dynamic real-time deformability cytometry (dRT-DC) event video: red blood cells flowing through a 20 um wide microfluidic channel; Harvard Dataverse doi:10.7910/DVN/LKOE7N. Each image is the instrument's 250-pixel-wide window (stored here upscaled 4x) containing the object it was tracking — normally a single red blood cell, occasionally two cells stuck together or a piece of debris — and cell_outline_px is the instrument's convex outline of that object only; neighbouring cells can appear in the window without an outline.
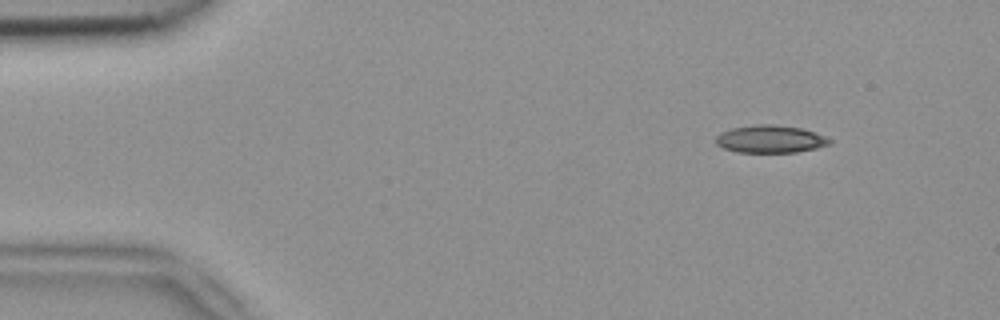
{"species": "common noctule bat (a hibernating species)", "species_latin": "Nyctalus noctula", "temperature_condition": "room temperature", "stored_images_in_passage": 5, "segment_of_instrument_passage": [2, 2], "camera_frame_rate_fps": 3000, "um_per_image_px": 0.085, "animal": {"sex": "female", "body_mass_g": 18.4}, "frame": {"image": 1, "passage_image": 5, "time_ms": 1.333, "image_size_px": [1000, 320], "cell_outline_px": [[832, 144], [816, 148], [796, 152], [736, 152], [724, 148], [716, 144], [716, 136], [720, 132], [732, 128], [756, 124], [772, 124], [800, 128], [816, 132], [832, 140]], "centroid_in_image_um": [65.48, 11.82], "position_along_channel_um": 19.5, "area_um2": 18.32}}